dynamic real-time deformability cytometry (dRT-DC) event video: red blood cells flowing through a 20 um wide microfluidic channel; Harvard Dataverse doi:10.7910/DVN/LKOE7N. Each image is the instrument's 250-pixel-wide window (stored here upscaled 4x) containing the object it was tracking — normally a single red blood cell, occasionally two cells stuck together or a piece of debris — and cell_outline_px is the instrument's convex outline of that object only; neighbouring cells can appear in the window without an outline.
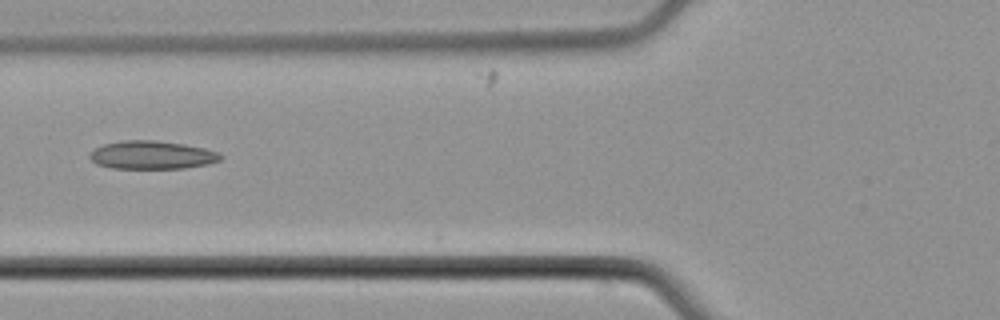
{"species": "common noctule bat (a hibernating species)", "species_latin": "Nyctalus noctula", "temperature_condition": "cold", "stored_images_in_passage": 7, "camera_frame_rate_fps": 3000, "um_per_image_px": 0.085, "animal": {"sex": "male", "body_mass_g": 21.5, "forearm_length_mm": 52.0}, "frame": {"image": 1, "passage_image": 6, "time_ms": 6.0, "image_size_px": [1000, 320], "cell_outline_px": [[224, 156], [220, 160], [208, 164], [184, 168], [112, 168], [96, 164], [88, 156], [96, 148], [104, 144], [124, 140], [156, 140], [184, 144], [204, 148], [220, 152]], "centroid_in_image_um": [12.95, 13.17], "position_along_channel_um": 112.9, "area_um2": 21.5}}